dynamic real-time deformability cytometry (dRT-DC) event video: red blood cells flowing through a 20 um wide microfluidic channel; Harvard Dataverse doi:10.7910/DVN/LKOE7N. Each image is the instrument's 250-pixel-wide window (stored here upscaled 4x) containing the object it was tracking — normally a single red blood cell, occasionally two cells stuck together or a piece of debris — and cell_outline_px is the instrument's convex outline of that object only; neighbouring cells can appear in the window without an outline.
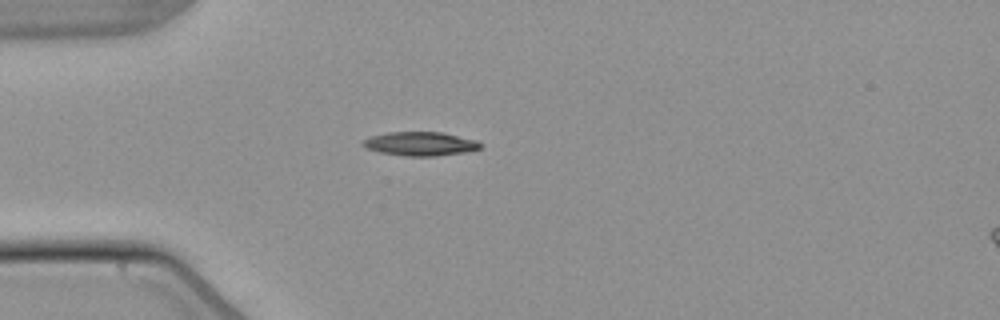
{"species": "common noctule bat (a hibernating species)", "species_latin": "Nyctalus noctula", "temperature_condition": "warm", "stored_images_in_passage": 39, "camera_frame_rate_fps": 3000, "um_per_image_px": 0.085, "animal": {"sex": "male", "body_mass_g": 21.5, "forearm_length_mm": 52.0}, "frame": {"image": 1, "passage_image": 1, "time_ms": 0.0, "image_size_px": [1000, 320], "cell_outline_px": [[484, 144], [480, 148], [464, 152], [436, 156], [404, 156], [380, 152], [364, 148], [360, 144], [360, 140], [368, 136], [388, 132], [444, 132], [476, 140]], "centroid_in_image_um": [35.66, 12.21], "position_along_channel_um": 49.3, "area_um2": 16.65}}
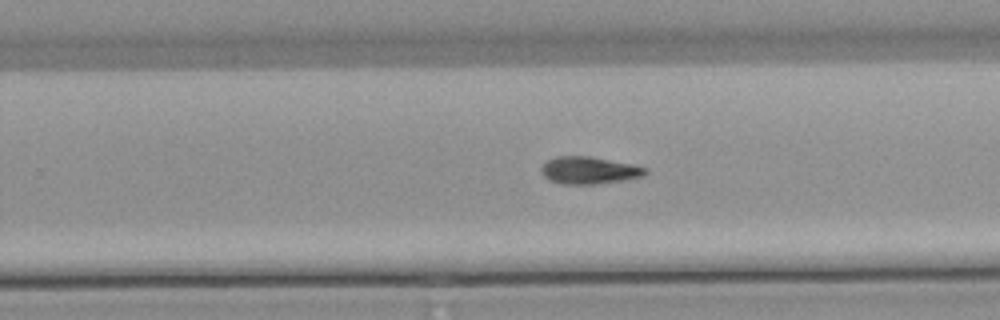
{"frame": {"image": 2, "passage_image": 20, "time_ms": 6.333, "image_size_px": [1000, 320], "cell_outline_px": [[648, 172], [644, 176], [624, 180], [596, 184], [560, 184], [548, 180], [544, 176], [540, 168], [548, 160], [556, 156], [592, 156], [632, 164], [648, 168]], "centroid_in_image_um": [50.09, 14.48], "position_along_channel_um": 279.7, "area_um2": 16.7}}
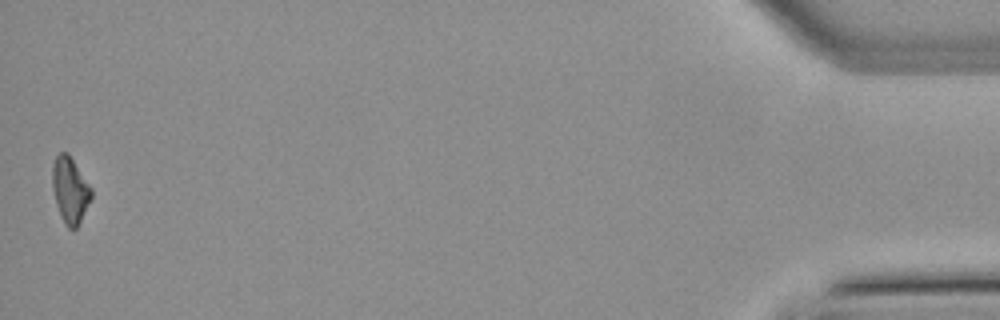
{"frame": {"image": 3, "passage_image": 39, "time_ms": 12.667, "image_size_px": [1000, 320], "cell_outline_px": [[92, 196], [76, 228], [68, 228], [64, 224], [56, 204], [52, 188], [52, 164], [56, 156], [60, 152], [68, 152], [92, 188]], "centroid_in_image_um": [5.94, 16.12], "position_along_channel_um": 429.3, "area_um2": 14.91}, "authors_computed_cell_mechanics": {"area_um2": 15.8372, "velocity_mm_per_s": 3.8648, "shape_relaxation_time_tau1_ms": 9.4753, "shape_relaxation_time_tau2_ms": null, "deformation_change_tau1": 0.234, "deformation_change_tau2": null}}